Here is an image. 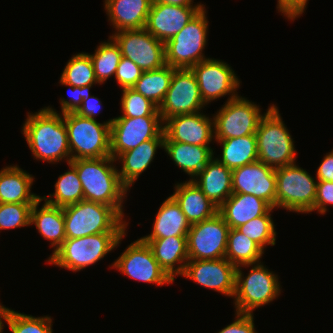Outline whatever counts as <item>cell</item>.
<instances>
[{
	"label": "cell",
	"mask_w": 333,
	"mask_h": 333,
	"mask_svg": "<svg viewBox=\"0 0 333 333\" xmlns=\"http://www.w3.org/2000/svg\"><path fill=\"white\" fill-rule=\"evenodd\" d=\"M21 132L35 159L51 164L63 159L67 164L71 161L64 114L57 113L52 107L28 112Z\"/></svg>",
	"instance_id": "obj_1"
},
{
	"label": "cell",
	"mask_w": 333,
	"mask_h": 333,
	"mask_svg": "<svg viewBox=\"0 0 333 333\" xmlns=\"http://www.w3.org/2000/svg\"><path fill=\"white\" fill-rule=\"evenodd\" d=\"M115 159L111 156L74 159L69 163L76 169L84 200L112 206L123 218V199L128 188L121 182Z\"/></svg>",
	"instance_id": "obj_2"
},
{
	"label": "cell",
	"mask_w": 333,
	"mask_h": 333,
	"mask_svg": "<svg viewBox=\"0 0 333 333\" xmlns=\"http://www.w3.org/2000/svg\"><path fill=\"white\" fill-rule=\"evenodd\" d=\"M66 239L100 233H125L128 222L109 205L93 201L63 207Z\"/></svg>",
	"instance_id": "obj_3"
},
{
	"label": "cell",
	"mask_w": 333,
	"mask_h": 333,
	"mask_svg": "<svg viewBox=\"0 0 333 333\" xmlns=\"http://www.w3.org/2000/svg\"><path fill=\"white\" fill-rule=\"evenodd\" d=\"M126 234V232L100 233L66 239L46 261L73 272L81 271L90 265H95L96 262L117 248Z\"/></svg>",
	"instance_id": "obj_4"
},
{
	"label": "cell",
	"mask_w": 333,
	"mask_h": 333,
	"mask_svg": "<svg viewBox=\"0 0 333 333\" xmlns=\"http://www.w3.org/2000/svg\"><path fill=\"white\" fill-rule=\"evenodd\" d=\"M255 134L259 161L275 169L296 163L294 140L276 105L268 107Z\"/></svg>",
	"instance_id": "obj_5"
},
{
	"label": "cell",
	"mask_w": 333,
	"mask_h": 333,
	"mask_svg": "<svg viewBox=\"0 0 333 333\" xmlns=\"http://www.w3.org/2000/svg\"><path fill=\"white\" fill-rule=\"evenodd\" d=\"M244 277L242 266L236 267L234 307L235 313L254 314L255 309L265 306L281 294L278 275L263 262L252 264Z\"/></svg>",
	"instance_id": "obj_6"
},
{
	"label": "cell",
	"mask_w": 333,
	"mask_h": 333,
	"mask_svg": "<svg viewBox=\"0 0 333 333\" xmlns=\"http://www.w3.org/2000/svg\"><path fill=\"white\" fill-rule=\"evenodd\" d=\"M113 119L99 123L76 112L64 114L68 133L71 160L91 159L111 156L110 123Z\"/></svg>",
	"instance_id": "obj_7"
},
{
	"label": "cell",
	"mask_w": 333,
	"mask_h": 333,
	"mask_svg": "<svg viewBox=\"0 0 333 333\" xmlns=\"http://www.w3.org/2000/svg\"><path fill=\"white\" fill-rule=\"evenodd\" d=\"M206 13L204 6L179 33L164 43L166 65L176 69H191L208 59L203 53L209 26Z\"/></svg>",
	"instance_id": "obj_8"
},
{
	"label": "cell",
	"mask_w": 333,
	"mask_h": 333,
	"mask_svg": "<svg viewBox=\"0 0 333 333\" xmlns=\"http://www.w3.org/2000/svg\"><path fill=\"white\" fill-rule=\"evenodd\" d=\"M276 208L311 213L316 199L317 180L296 163L275 169Z\"/></svg>",
	"instance_id": "obj_9"
},
{
	"label": "cell",
	"mask_w": 333,
	"mask_h": 333,
	"mask_svg": "<svg viewBox=\"0 0 333 333\" xmlns=\"http://www.w3.org/2000/svg\"><path fill=\"white\" fill-rule=\"evenodd\" d=\"M259 105L245 97L237 96L217 111L214 118V140L239 138L247 135H256L261 118Z\"/></svg>",
	"instance_id": "obj_10"
},
{
	"label": "cell",
	"mask_w": 333,
	"mask_h": 333,
	"mask_svg": "<svg viewBox=\"0 0 333 333\" xmlns=\"http://www.w3.org/2000/svg\"><path fill=\"white\" fill-rule=\"evenodd\" d=\"M229 229L219 213L210 219L191 224L187 233L189 260L225 258Z\"/></svg>",
	"instance_id": "obj_11"
},
{
	"label": "cell",
	"mask_w": 333,
	"mask_h": 333,
	"mask_svg": "<svg viewBox=\"0 0 333 333\" xmlns=\"http://www.w3.org/2000/svg\"><path fill=\"white\" fill-rule=\"evenodd\" d=\"M206 106L191 69H175L169 89L158 107L163 123L176 115L194 114Z\"/></svg>",
	"instance_id": "obj_12"
},
{
	"label": "cell",
	"mask_w": 333,
	"mask_h": 333,
	"mask_svg": "<svg viewBox=\"0 0 333 333\" xmlns=\"http://www.w3.org/2000/svg\"><path fill=\"white\" fill-rule=\"evenodd\" d=\"M109 267L119 270L123 275L138 282L158 286L170 285L174 282L158 264L147 243L141 239L133 241Z\"/></svg>",
	"instance_id": "obj_13"
},
{
	"label": "cell",
	"mask_w": 333,
	"mask_h": 333,
	"mask_svg": "<svg viewBox=\"0 0 333 333\" xmlns=\"http://www.w3.org/2000/svg\"><path fill=\"white\" fill-rule=\"evenodd\" d=\"M111 37L119 45L122 56L142 71L157 70L166 65L164 43L145 28L114 32Z\"/></svg>",
	"instance_id": "obj_14"
},
{
	"label": "cell",
	"mask_w": 333,
	"mask_h": 333,
	"mask_svg": "<svg viewBox=\"0 0 333 333\" xmlns=\"http://www.w3.org/2000/svg\"><path fill=\"white\" fill-rule=\"evenodd\" d=\"M164 130L161 116L115 117L110 123V154L116 159L121 153L142 142L155 139Z\"/></svg>",
	"instance_id": "obj_15"
},
{
	"label": "cell",
	"mask_w": 333,
	"mask_h": 333,
	"mask_svg": "<svg viewBox=\"0 0 333 333\" xmlns=\"http://www.w3.org/2000/svg\"><path fill=\"white\" fill-rule=\"evenodd\" d=\"M191 70L196 76L200 95L206 105L226 95L230 96L227 101L238 96L237 90L241 82L226 62L208 57Z\"/></svg>",
	"instance_id": "obj_16"
},
{
	"label": "cell",
	"mask_w": 333,
	"mask_h": 333,
	"mask_svg": "<svg viewBox=\"0 0 333 333\" xmlns=\"http://www.w3.org/2000/svg\"><path fill=\"white\" fill-rule=\"evenodd\" d=\"M180 276L227 297L235 295L236 267L226 258L188 260Z\"/></svg>",
	"instance_id": "obj_17"
},
{
	"label": "cell",
	"mask_w": 333,
	"mask_h": 333,
	"mask_svg": "<svg viewBox=\"0 0 333 333\" xmlns=\"http://www.w3.org/2000/svg\"><path fill=\"white\" fill-rule=\"evenodd\" d=\"M232 192L254 195L276 208L275 168L257 160L233 169Z\"/></svg>",
	"instance_id": "obj_18"
},
{
	"label": "cell",
	"mask_w": 333,
	"mask_h": 333,
	"mask_svg": "<svg viewBox=\"0 0 333 333\" xmlns=\"http://www.w3.org/2000/svg\"><path fill=\"white\" fill-rule=\"evenodd\" d=\"M204 6H177L152 2L145 29L166 43L179 33Z\"/></svg>",
	"instance_id": "obj_19"
},
{
	"label": "cell",
	"mask_w": 333,
	"mask_h": 333,
	"mask_svg": "<svg viewBox=\"0 0 333 333\" xmlns=\"http://www.w3.org/2000/svg\"><path fill=\"white\" fill-rule=\"evenodd\" d=\"M164 133L173 142L209 146L214 140V118L201 111L176 115L164 122Z\"/></svg>",
	"instance_id": "obj_20"
},
{
	"label": "cell",
	"mask_w": 333,
	"mask_h": 333,
	"mask_svg": "<svg viewBox=\"0 0 333 333\" xmlns=\"http://www.w3.org/2000/svg\"><path fill=\"white\" fill-rule=\"evenodd\" d=\"M164 130L155 138L142 142L136 148L121 153L115 161L122 166L118 169L121 182L130 190L138 177L149 168L155 158L157 148H164Z\"/></svg>",
	"instance_id": "obj_21"
},
{
	"label": "cell",
	"mask_w": 333,
	"mask_h": 333,
	"mask_svg": "<svg viewBox=\"0 0 333 333\" xmlns=\"http://www.w3.org/2000/svg\"><path fill=\"white\" fill-rule=\"evenodd\" d=\"M153 0H104L114 32L145 28Z\"/></svg>",
	"instance_id": "obj_22"
},
{
	"label": "cell",
	"mask_w": 333,
	"mask_h": 333,
	"mask_svg": "<svg viewBox=\"0 0 333 333\" xmlns=\"http://www.w3.org/2000/svg\"><path fill=\"white\" fill-rule=\"evenodd\" d=\"M174 191L171 196L179 204L190 224L210 219L218 213L219 207L209 200L192 180L175 184Z\"/></svg>",
	"instance_id": "obj_23"
},
{
	"label": "cell",
	"mask_w": 333,
	"mask_h": 333,
	"mask_svg": "<svg viewBox=\"0 0 333 333\" xmlns=\"http://www.w3.org/2000/svg\"><path fill=\"white\" fill-rule=\"evenodd\" d=\"M215 205L220 207L232 195V170L216 157L192 180Z\"/></svg>",
	"instance_id": "obj_24"
},
{
	"label": "cell",
	"mask_w": 333,
	"mask_h": 333,
	"mask_svg": "<svg viewBox=\"0 0 333 333\" xmlns=\"http://www.w3.org/2000/svg\"><path fill=\"white\" fill-rule=\"evenodd\" d=\"M272 207L251 194L232 193L218 208V213L230 228H237L250 220L265 215Z\"/></svg>",
	"instance_id": "obj_25"
},
{
	"label": "cell",
	"mask_w": 333,
	"mask_h": 333,
	"mask_svg": "<svg viewBox=\"0 0 333 333\" xmlns=\"http://www.w3.org/2000/svg\"><path fill=\"white\" fill-rule=\"evenodd\" d=\"M34 176L17 164L0 170V203H35L41 198L31 192Z\"/></svg>",
	"instance_id": "obj_26"
},
{
	"label": "cell",
	"mask_w": 333,
	"mask_h": 333,
	"mask_svg": "<svg viewBox=\"0 0 333 333\" xmlns=\"http://www.w3.org/2000/svg\"><path fill=\"white\" fill-rule=\"evenodd\" d=\"M152 228V233L140 238L142 241L172 236L187 237L191 224L176 200L169 196L159 207Z\"/></svg>",
	"instance_id": "obj_27"
},
{
	"label": "cell",
	"mask_w": 333,
	"mask_h": 333,
	"mask_svg": "<svg viewBox=\"0 0 333 333\" xmlns=\"http://www.w3.org/2000/svg\"><path fill=\"white\" fill-rule=\"evenodd\" d=\"M41 201L43 200L40 198L31 208L30 225H36L40 235L51 242L53 254L66 240L63 208L47 202L39 208Z\"/></svg>",
	"instance_id": "obj_28"
},
{
	"label": "cell",
	"mask_w": 333,
	"mask_h": 333,
	"mask_svg": "<svg viewBox=\"0 0 333 333\" xmlns=\"http://www.w3.org/2000/svg\"><path fill=\"white\" fill-rule=\"evenodd\" d=\"M143 242L147 243L158 264L174 281L175 276L183 273L189 260L187 237L172 236Z\"/></svg>",
	"instance_id": "obj_29"
},
{
	"label": "cell",
	"mask_w": 333,
	"mask_h": 333,
	"mask_svg": "<svg viewBox=\"0 0 333 333\" xmlns=\"http://www.w3.org/2000/svg\"><path fill=\"white\" fill-rule=\"evenodd\" d=\"M164 151L183 172L193 180L197 174L214 157L211 146H199L181 142H173L166 135L164 139Z\"/></svg>",
	"instance_id": "obj_30"
},
{
	"label": "cell",
	"mask_w": 333,
	"mask_h": 333,
	"mask_svg": "<svg viewBox=\"0 0 333 333\" xmlns=\"http://www.w3.org/2000/svg\"><path fill=\"white\" fill-rule=\"evenodd\" d=\"M215 141L222 147V154L216 159L231 170L258 160L256 135Z\"/></svg>",
	"instance_id": "obj_31"
},
{
	"label": "cell",
	"mask_w": 333,
	"mask_h": 333,
	"mask_svg": "<svg viewBox=\"0 0 333 333\" xmlns=\"http://www.w3.org/2000/svg\"><path fill=\"white\" fill-rule=\"evenodd\" d=\"M263 254L264 250L253 240L236 228L229 229L225 258L235 267H250L260 262Z\"/></svg>",
	"instance_id": "obj_32"
},
{
	"label": "cell",
	"mask_w": 333,
	"mask_h": 333,
	"mask_svg": "<svg viewBox=\"0 0 333 333\" xmlns=\"http://www.w3.org/2000/svg\"><path fill=\"white\" fill-rule=\"evenodd\" d=\"M175 69L169 65H164L157 70L143 71L132 89L159 107L169 89Z\"/></svg>",
	"instance_id": "obj_33"
},
{
	"label": "cell",
	"mask_w": 333,
	"mask_h": 333,
	"mask_svg": "<svg viewBox=\"0 0 333 333\" xmlns=\"http://www.w3.org/2000/svg\"><path fill=\"white\" fill-rule=\"evenodd\" d=\"M69 169L59 175L55 183V192L41 197L44 202L58 207H65L84 200L83 189L76 169L68 163ZM54 197V198H53Z\"/></svg>",
	"instance_id": "obj_34"
},
{
	"label": "cell",
	"mask_w": 333,
	"mask_h": 333,
	"mask_svg": "<svg viewBox=\"0 0 333 333\" xmlns=\"http://www.w3.org/2000/svg\"><path fill=\"white\" fill-rule=\"evenodd\" d=\"M89 56L94 66L97 82L103 84L106 80L115 76L122 54L119 45L110 35L108 42H101L95 53H89Z\"/></svg>",
	"instance_id": "obj_35"
},
{
	"label": "cell",
	"mask_w": 333,
	"mask_h": 333,
	"mask_svg": "<svg viewBox=\"0 0 333 333\" xmlns=\"http://www.w3.org/2000/svg\"><path fill=\"white\" fill-rule=\"evenodd\" d=\"M60 79L74 87L97 84L94 66L88 53H78L67 62Z\"/></svg>",
	"instance_id": "obj_36"
},
{
	"label": "cell",
	"mask_w": 333,
	"mask_h": 333,
	"mask_svg": "<svg viewBox=\"0 0 333 333\" xmlns=\"http://www.w3.org/2000/svg\"><path fill=\"white\" fill-rule=\"evenodd\" d=\"M275 208H271L265 215L258 216L249 222L240 225L236 229L253 240L263 250L267 245L274 246L276 244V231L271 212Z\"/></svg>",
	"instance_id": "obj_37"
},
{
	"label": "cell",
	"mask_w": 333,
	"mask_h": 333,
	"mask_svg": "<svg viewBox=\"0 0 333 333\" xmlns=\"http://www.w3.org/2000/svg\"><path fill=\"white\" fill-rule=\"evenodd\" d=\"M6 322L12 333L53 332V321L50 316L35 317L10 309L6 318Z\"/></svg>",
	"instance_id": "obj_38"
},
{
	"label": "cell",
	"mask_w": 333,
	"mask_h": 333,
	"mask_svg": "<svg viewBox=\"0 0 333 333\" xmlns=\"http://www.w3.org/2000/svg\"><path fill=\"white\" fill-rule=\"evenodd\" d=\"M121 113L118 117L160 116L158 106L132 88L122 89Z\"/></svg>",
	"instance_id": "obj_39"
},
{
	"label": "cell",
	"mask_w": 333,
	"mask_h": 333,
	"mask_svg": "<svg viewBox=\"0 0 333 333\" xmlns=\"http://www.w3.org/2000/svg\"><path fill=\"white\" fill-rule=\"evenodd\" d=\"M34 203H0V230L30 226Z\"/></svg>",
	"instance_id": "obj_40"
},
{
	"label": "cell",
	"mask_w": 333,
	"mask_h": 333,
	"mask_svg": "<svg viewBox=\"0 0 333 333\" xmlns=\"http://www.w3.org/2000/svg\"><path fill=\"white\" fill-rule=\"evenodd\" d=\"M142 73L143 71L140 67L130 59L122 56L114 77L121 89H125L132 88Z\"/></svg>",
	"instance_id": "obj_41"
},
{
	"label": "cell",
	"mask_w": 333,
	"mask_h": 333,
	"mask_svg": "<svg viewBox=\"0 0 333 333\" xmlns=\"http://www.w3.org/2000/svg\"><path fill=\"white\" fill-rule=\"evenodd\" d=\"M61 85L67 86L69 88L70 99L60 98L61 112L62 114L69 112H76L78 108L82 105V100H87L90 96V89L93 85H86L84 87H74L70 84L59 80Z\"/></svg>",
	"instance_id": "obj_42"
},
{
	"label": "cell",
	"mask_w": 333,
	"mask_h": 333,
	"mask_svg": "<svg viewBox=\"0 0 333 333\" xmlns=\"http://www.w3.org/2000/svg\"><path fill=\"white\" fill-rule=\"evenodd\" d=\"M328 205H333V182L317 181L316 199L312 212L316 210L323 215L327 212Z\"/></svg>",
	"instance_id": "obj_43"
},
{
	"label": "cell",
	"mask_w": 333,
	"mask_h": 333,
	"mask_svg": "<svg viewBox=\"0 0 333 333\" xmlns=\"http://www.w3.org/2000/svg\"><path fill=\"white\" fill-rule=\"evenodd\" d=\"M235 314L236 319L233 323L227 325L218 333H258L254 325V314Z\"/></svg>",
	"instance_id": "obj_44"
},
{
	"label": "cell",
	"mask_w": 333,
	"mask_h": 333,
	"mask_svg": "<svg viewBox=\"0 0 333 333\" xmlns=\"http://www.w3.org/2000/svg\"><path fill=\"white\" fill-rule=\"evenodd\" d=\"M307 2L308 0H277L276 8L288 20L294 21L304 13Z\"/></svg>",
	"instance_id": "obj_45"
},
{
	"label": "cell",
	"mask_w": 333,
	"mask_h": 333,
	"mask_svg": "<svg viewBox=\"0 0 333 333\" xmlns=\"http://www.w3.org/2000/svg\"><path fill=\"white\" fill-rule=\"evenodd\" d=\"M102 109V102L98 97L91 95L87 100H82V105L78 108L76 113L83 117H88L96 120Z\"/></svg>",
	"instance_id": "obj_46"
},
{
	"label": "cell",
	"mask_w": 333,
	"mask_h": 333,
	"mask_svg": "<svg viewBox=\"0 0 333 333\" xmlns=\"http://www.w3.org/2000/svg\"><path fill=\"white\" fill-rule=\"evenodd\" d=\"M317 168V181L333 182V149L324 156L321 164Z\"/></svg>",
	"instance_id": "obj_47"
},
{
	"label": "cell",
	"mask_w": 333,
	"mask_h": 333,
	"mask_svg": "<svg viewBox=\"0 0 333 333\" xmlns=\"http://www.w3.org/2000/svg\"><path fill=\"white\" fill-rule=\"evenodd\" d=\"M154 2H161L164 4L177 5V6H205L204 4L197 3L193 5L194 0H153Z\"/></svg>",
	"instance_id": "obj_48"
},
{
	"label": "cell",
	"mask_w": 333,
	"mask_h": 333,
	"mask_svg": "<svg viewBox=\"0 0 333 333\" xmlns=\"http://www.w3.org/2000/svg\"><path fill=\"white\" fill-rule=\"evenodd\" d=\"M9 310H10V308L5 307L4 305H2V303H0V333H2L4 331L3 330L4 329V323L3 322L6 321Z\"/></svg>",
	"instance_id": "obj_49"
}]
</instances>
